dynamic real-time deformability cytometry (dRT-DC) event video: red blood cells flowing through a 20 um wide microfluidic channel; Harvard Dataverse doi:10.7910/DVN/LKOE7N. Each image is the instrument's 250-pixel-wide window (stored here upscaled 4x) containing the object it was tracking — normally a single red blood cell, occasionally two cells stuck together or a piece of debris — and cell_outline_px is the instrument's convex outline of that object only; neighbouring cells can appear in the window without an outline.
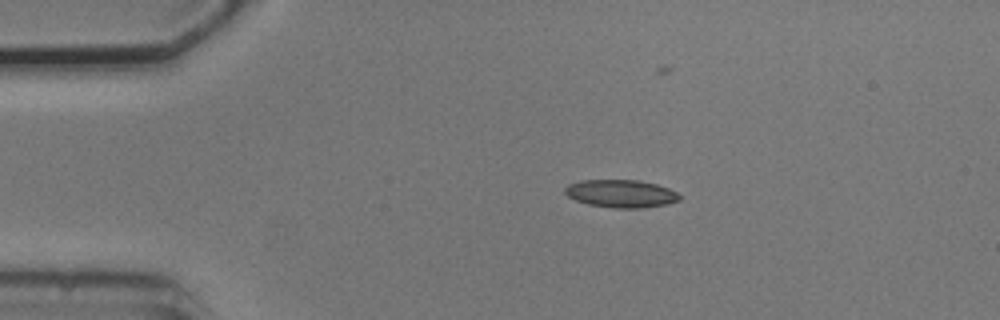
{"species": "common noctule bat (a hibernating species)", "species_latin": "Nyctalus noctula", "temperature_condition": "cold", "stored_images_in_passage": 16, "camera_frame_rate_fps": 3000, "um_per_image_px": 0.085, "animal": {"sex": "male", "body_mass_g": 20.5, "forearm_length_mm": 52.5}, "frame": {"image": 1, "passage_image": 10, "time_ms": 3.0, "image_size_px": [1000, 320], "cell_outline_px": [[680, 200], [664, 204], [640, 208], [612, 208], [588, 204], [576, 200], [568, 196], [564, 192], [564, 188], [568, 184], [580, 180], [636, 180], [656, 184], [668, 188], [676, 192], [680, 196]], "centroid_in_image_um": [52.74, 16.45], "position_along_channel_um": 32.3, "area_um2": 18.44}}
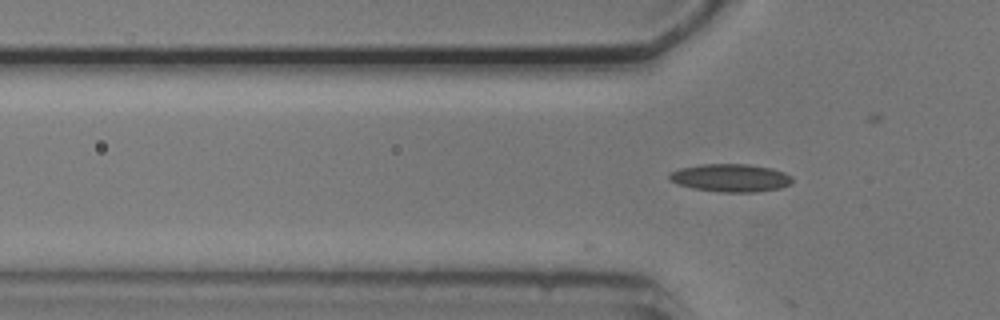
{"frame": {"image": 2, "passage_image": 16, "time_ms": 5.0, "image_size_px": [1000, 320], "cell_outline_px": [[792, 184], [780, 188], [752, 192], [720, 192], [692, 188], [676, 184], [668, 180], [668, 172], [680, 168], [700, 164], [748, 164], [772, 168], [784, 172], [792, 176]], "centroid_in_image_um": [62.06, 15.11], "position_along_channel_um": 63.7, "area_um2": 20.23}}